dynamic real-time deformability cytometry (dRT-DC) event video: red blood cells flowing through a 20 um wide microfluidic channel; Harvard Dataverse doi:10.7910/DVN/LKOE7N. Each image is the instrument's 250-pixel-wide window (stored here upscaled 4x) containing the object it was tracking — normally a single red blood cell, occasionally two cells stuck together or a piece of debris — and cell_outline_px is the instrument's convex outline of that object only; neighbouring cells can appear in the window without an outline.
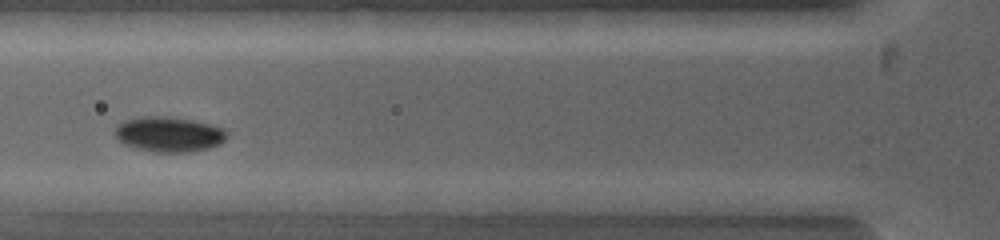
{"species": "common noctule bat (a hibernating species)", "species_latin": "Nyctalus noctula", "temperature_condition": "warm", "stored_images_in_passage": 4, "camera_frame_rate_fps": 5000, "um_per_image_px": 0.085, "animal": {"sex": "female", "body_mass_g": 19.0, "forearm_length_mm": 53.3}, "frame": {"image": 1, "passage_image": 3, "time_ms": 1.2, "image_size_px": [1000, 240], "cell_outline_px": [[228, 136], [220, 144], [208, 148], [188, 152], [156, 152], [124, 144], [112, 132], [116, 124], [124, 120], [140, 116], [168, 116], [196, 120], [212, 124], [224, 128], [228, 132]], "centroid_in_image_um": [14.37, 11.38], "position_along_channel_um": 111.4, "area_um2": 23.24}}